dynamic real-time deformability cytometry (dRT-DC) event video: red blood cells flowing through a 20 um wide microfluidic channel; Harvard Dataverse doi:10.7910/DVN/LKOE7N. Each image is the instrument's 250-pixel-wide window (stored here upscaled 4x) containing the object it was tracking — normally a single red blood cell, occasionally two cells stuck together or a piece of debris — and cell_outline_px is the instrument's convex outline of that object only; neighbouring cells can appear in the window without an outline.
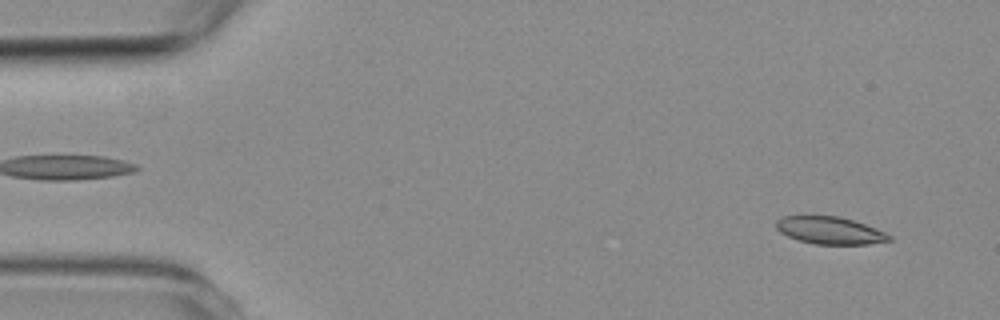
{"species": "common noctule bat (a hibernating species)", "species_latin": "Nyctalus noctula", "temperature_condition": "room temperature", "stored_images_in_passage": 4, "camera_frame_rate_fps": 3000, "um_per_image_px": 0.085, "animal": {"sex": "female", "body_mass_g": 19.3, "forearm_length_mm": 54.1}, "frame": {"image": 1, "passage_image": 4, "time_ms": 4.0, "image_size_px": [1000, 320], "cell_outline_px": [[892, 240], [868, 244], [816, 244], [800, 240], [788, 236], [780, 232], [776, 228], [776, 220], [784, 216], [840, 216], [864, 224], [884, 232], [892, 236]], "centroid_in_image_um": [70.54, 19.58], "position_along_channel_um": 14.5, "area_um2": 17.8}}